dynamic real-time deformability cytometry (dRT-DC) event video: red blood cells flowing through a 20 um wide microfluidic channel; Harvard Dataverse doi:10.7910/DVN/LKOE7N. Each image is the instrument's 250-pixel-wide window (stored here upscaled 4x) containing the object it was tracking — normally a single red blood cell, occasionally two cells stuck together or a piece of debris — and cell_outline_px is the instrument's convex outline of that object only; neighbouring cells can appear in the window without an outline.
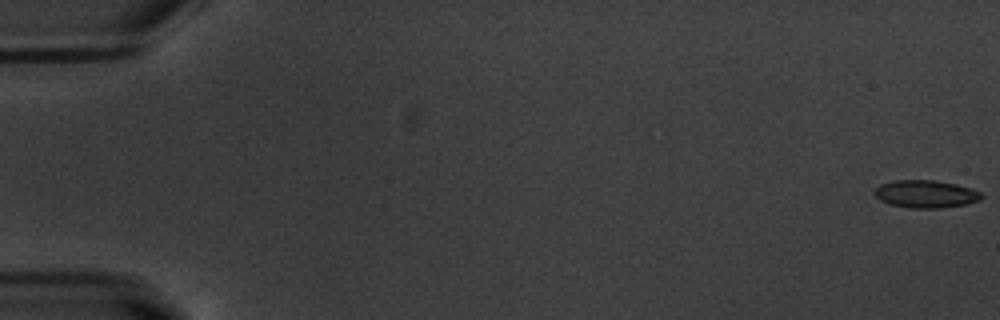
{"species": "common noctule bat (a hibernating species)", "species_latin": "Nyctalus noctula", "temperature_condition": "warm", "stored_images_in_passage": 55, "camera_frame_rate_fps": 3000, "um_per_image_px": 0.085, "animal": {"sex": "male", "body_mass_g": 20.1, "forearm_length_mm": 53.5}, "frame": {"image": 1, "passage_image": 1, "time_ms": 0.0, "image_size_px": [1000, 320], "cell_outline_px": [[984, 196], [980, 200], [964, 204], [940, 208], [908, 208], [888, 204], [880, 200], [876, 196], [876, 188], [880, 184], [892, 180], [936, 180], [956, 184], [972, 188], [980, 192]], "centroid_in_image_um": [78.69, 16.48], "position_along_channel_um": 6.3, "area_um2": 17.28}}
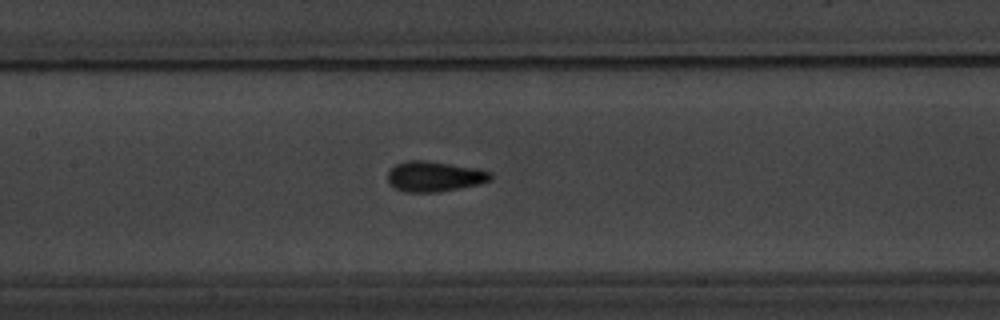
{"frame": {"image": 2, "passage_image": 27, "time_ms": 8.667, "image_size_px": [1000, 320], "cell_outline_px": [[492, 180], [480, 184], [440, 192], [404, 192], [396, 188], [388, 180], [388, 172], [396, 164], [408, 160], [424, 160], [480, 168], [492, 172]], "centroid_in_image_um": [36.99, 14.99], "position_along_channel_um": 170.4, "area_um2": 18.32}}
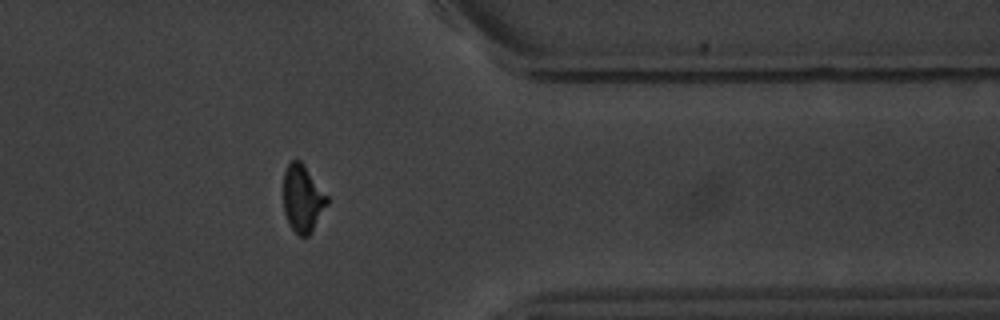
{"frame": {"image": 3, "passage_image": 45, "time_ms": 14.667, "image_size_px": [1000, 320], "cell_outline_px": [[328, 204], [308, 236], [300, 236], [292, 228], [284, 212], [284, 172], [288, 164], [292, 160], [300, 160], [304, 164], [328, 196]], "centroid_in_image_um": [25.73, 16.85], "position_along_channel_um": 385.7, "area_um2": 16.88}, "authors_computed_cell_mechanics": {"area_um2": 17.2822, "velocity_mm_per_s": 3.7763, "shape_relaxation_time_tau1_ms": 3.0905, "shape_relaxation_time_tau2_ms": 0.7534, "deformation_change_tau1": 0.1279, "deformation_change_tau2": 0.0475}}